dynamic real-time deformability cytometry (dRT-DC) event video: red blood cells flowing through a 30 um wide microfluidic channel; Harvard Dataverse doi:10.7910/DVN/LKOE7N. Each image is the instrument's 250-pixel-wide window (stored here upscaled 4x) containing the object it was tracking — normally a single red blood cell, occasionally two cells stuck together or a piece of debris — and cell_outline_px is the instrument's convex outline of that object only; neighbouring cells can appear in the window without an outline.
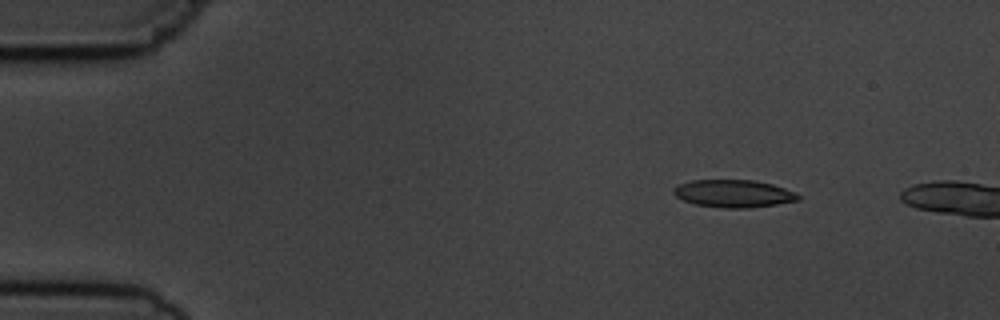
{"species": "common noctule bat (a hibernating species)", "species_latin": "Nyctalus noctula", "temperature_condition": "cold", "stored_images_in_passage": 2, "camera_frame_rate_fps": 3000, "um_per_image_px": 0.085, "animal": {"sex": "male", "body_mass_g": 19.5, "forearm_length_mm": 54.6}, "frame": {"image": 1, "passage_image": 1, "time_ms": 0.0, "image_size_px": [1000, 320], "cell_outline_px": [[800, 200], [776, 204], [748, 208], [724, 208], [696, 204], [684, 200], [676, 196], [672, 192], [672, 188], [676, 184], [692, 180], [756, 180], [772, 184], [796, 192], [800, 196]], "centroid_in_image_um": [62.34, 16.44], "position_along_channel_um": 22.7, "area_um2": 20.11}}